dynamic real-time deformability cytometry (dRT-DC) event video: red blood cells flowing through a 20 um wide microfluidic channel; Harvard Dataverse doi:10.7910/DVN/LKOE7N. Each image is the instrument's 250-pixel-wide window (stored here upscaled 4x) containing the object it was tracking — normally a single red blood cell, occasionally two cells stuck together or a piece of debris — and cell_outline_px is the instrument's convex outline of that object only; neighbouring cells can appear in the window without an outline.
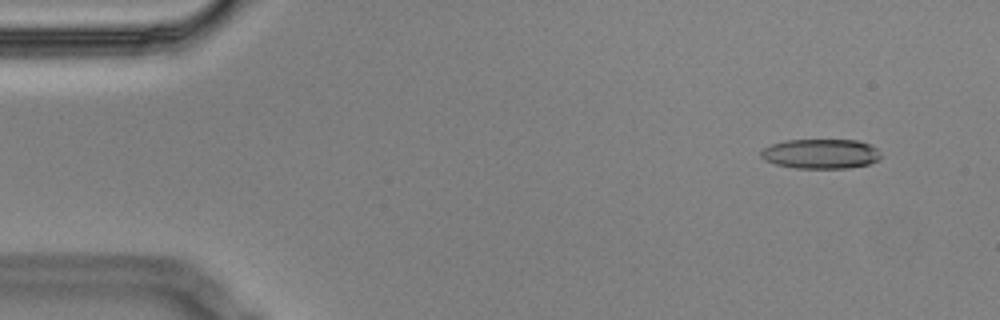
{"species": "Egyptian fruit bat (a non-hibernating species)", "species_latin": "Rousettus aegyptiacus", "temperature_condition": "cold", "stored_images_in_passage": 5, "camera_frame_rate_fps": 3000, "um_per_image_px": 0.085, "animal": {"sex": "male"}, "frame": {"image": 1, "passage_image": 2, "time_ms": 0.333, "image_size_px": [1000, 320], "cell_outline_px": [[880, 160], [868, 164], [848, 168], [796, 168], [776, 164], [764, 160], [760, 156], [760, 152], [764, 148], [772, 144], [788, 140], [856, 140], [868, 144], [876, 148], [880, 156]], "centroid_in_image_um": [69.75, 13.08], "position_along_channel_um": 15.2, "area_um2": 20.63}}